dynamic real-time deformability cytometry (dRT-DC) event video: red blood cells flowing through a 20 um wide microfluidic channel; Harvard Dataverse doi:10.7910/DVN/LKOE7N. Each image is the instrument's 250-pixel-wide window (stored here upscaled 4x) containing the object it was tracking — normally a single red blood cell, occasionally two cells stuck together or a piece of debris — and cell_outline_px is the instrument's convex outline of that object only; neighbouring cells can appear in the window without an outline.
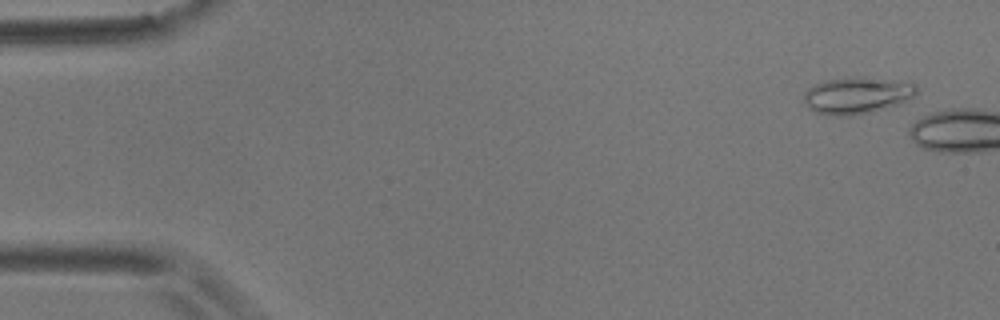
{"species": "common noctule bat (a hibernating species)", "species_latin": "Nyctalus noctula", "temperature_condition": "room temperature", "stored_images_in_passage": 3, "camera_frame_rate_fps": 3000, "um_per_image_px": 0.085, "animal": {"sex": "male", "body_mass_g": 17.9}, "frame": {"image": 1, "passage_image": 1, "time_ms": 0.0, "image_size_px": [1000, 320], "cell_outline_px": [[916, 96], [900, 104], [852, 116], [836, 116], [816, 112], [808, 108], [804, 104], [804, 92], [808, 88], [824, 80], [864, 76], [916, 84]], "centroid_in_image_um": [72.83, 8.11], "position_along_channel_um": 12.2, "area_um2": 24.1}}